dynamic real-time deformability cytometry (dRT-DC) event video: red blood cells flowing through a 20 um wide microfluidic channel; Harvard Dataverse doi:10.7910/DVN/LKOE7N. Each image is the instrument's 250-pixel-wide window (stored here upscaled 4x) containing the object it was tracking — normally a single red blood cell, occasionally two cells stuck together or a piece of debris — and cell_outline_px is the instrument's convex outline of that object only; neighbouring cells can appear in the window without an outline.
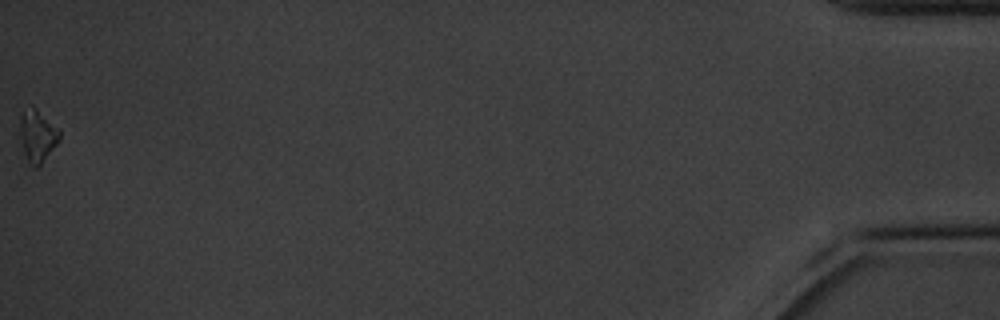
{"species": "common noctule bat (a hibernating species)", "species_latin": "Nyctalus noctula", "temperature_condition": "cold", "stored_images_in_passage": 43, "camera_frame_rate_fps": 3000, "um_per_image_px": 0.085, "animal": {"sex": "male", "body_mass_g": 20.1, "forearm_length_mm": 53.5}, "frame": {"image": 1, "passage_image": 43, "time_ms": 14.0, "image_size_px": [1000, 320], "cell_outline_px": [[60, 140], [40, 164], [36, 168], [28, 164], [24, 152], [20, 132], [20, 116], [32, 104], [60, 128]], "centroid_in_image_um": [3.21, 11.52], "position_along_channel_um": 432.0, "area_um2": 12.02}, "authors_computed_cell_mechanics": {"area_um2": 12.7738, "velocity_mm_per_s": 3.3752, "shape_relaxation_time_tau1_ms": 3.1879, "shape_relaxation_time_tau2_ms": null, "deformation_change_tau1": 0.127, "deformation_change_tau2": null}}